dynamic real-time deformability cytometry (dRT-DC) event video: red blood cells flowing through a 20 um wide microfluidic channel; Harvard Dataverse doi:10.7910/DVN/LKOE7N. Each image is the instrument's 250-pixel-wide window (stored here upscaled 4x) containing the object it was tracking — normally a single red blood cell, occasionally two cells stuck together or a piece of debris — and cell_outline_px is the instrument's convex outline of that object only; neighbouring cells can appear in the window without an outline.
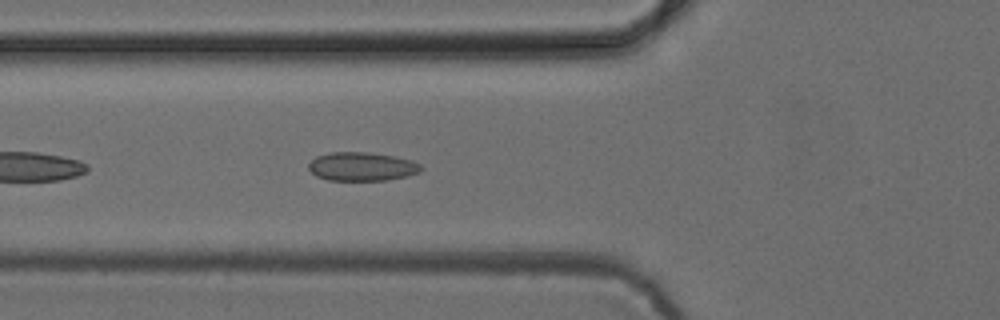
{"species": "common noctule bat (a hibernating species)", "species_latin": "Nyctalus noctula", "temperature_condition": "cold", "stored_images_in_passage": 38, "camera_frame_rate_fps": 3000, "um_per_image_px": 0.085, "animal": {"sex": "female", "body_mass_g": 24.6, "forearm_length_mm": 56.2}, "frame": {"image": 1, "passage_image": 5, "time_ms": 1.333, "image_size_px": [1000, 320], "cell_outline_px": [[424, 168], [420, 172], [388, 180], [328, 180], [316, 176], [308, 168], [308, 164], [316, 156], [332, 152], [368, 152], [396, 156], [412, 160], [420, 164]], "centroid_in_image_um": [30.77, 14.15], "position_along_channel_um": 95.0, "area_um2": 18.84}}
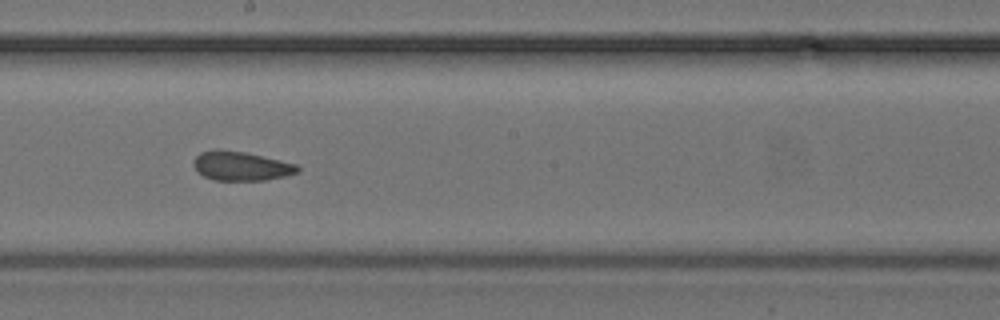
{"frame": {"image": 2, "passage_image": 15, "time_ms": 4.667, "image_size_px": [1000, 320], "cell_outline_px": [[300, 172], [284, 176], [264, 180], [212, 180], [204, 176], [192, 164], [192, 160], [200, 152], [216, 148], [244, 152], [280, 160], [296, 164], [300, 168]], "centroid_in_image_um": [20.47, 14.1], "position_along_channel_um": 227.7, "area_um2": 17.69}}
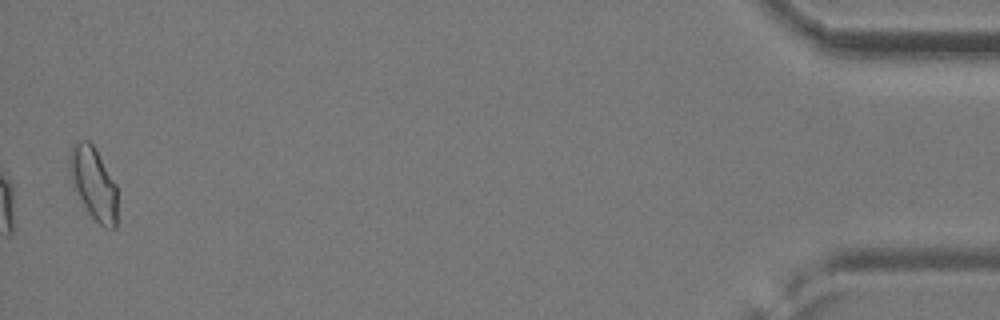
{"frame": {"image": 3, "passage_image": 37, "time_ms": 12.0, "image_size_px": [1000, 320], "cell_outline_px": [[116, 228], [104, 228], [88, 212], [68, 172], [68, 156], [72, 148], [80, 140], [88, 140], [92, 144], [116, 184]], "centroid_in_image_um": [7.95, 15.58], "position_along_channel_um": 427.3, "area_um2": 19.59}}